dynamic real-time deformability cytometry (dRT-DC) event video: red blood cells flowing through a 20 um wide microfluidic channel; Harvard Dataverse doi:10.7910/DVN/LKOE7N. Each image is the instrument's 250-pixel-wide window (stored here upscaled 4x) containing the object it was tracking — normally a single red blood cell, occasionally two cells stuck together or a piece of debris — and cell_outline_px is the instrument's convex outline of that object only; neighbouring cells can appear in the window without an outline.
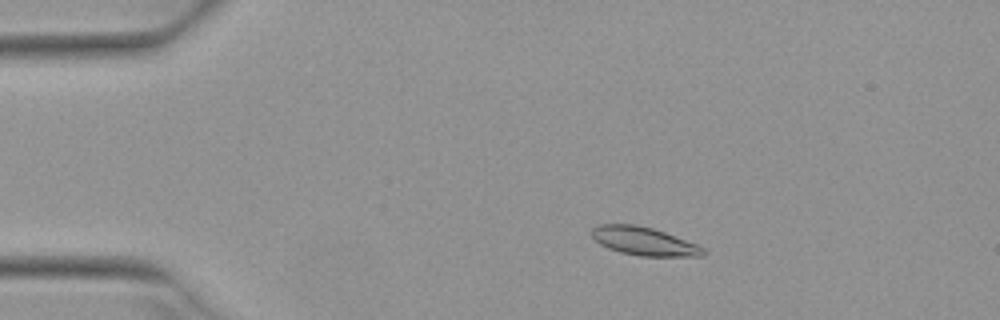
{"species": "Egyptian fruit bat (a non-hibernating species)", "species_latin": "Rousettus aegyptiacus", "temperature_condition": "warm", "stored_images_in_passage": 30, "camera_frame_rate_fps": 3000, "um_per_image_px": 0.085, "animal": {"sex": "female"}, "frame": {"image": 1, "passage_image": 9, "time_ms": 2.667, "image_size_px": [1000, 320], "cell_outline_px": [[708, 252], [704, 256], [640, 256], [620, 252], [608, 248], [600, 244], [592, 236], [592, 228], [600, 224], [636, 224], [652, 228], [664, 232], [696, 244], [704, 248]], "centroid_in_image_um": [54.75, 20.51], "position_along_channel_um": 30.3, "area_um2": 18.32}}
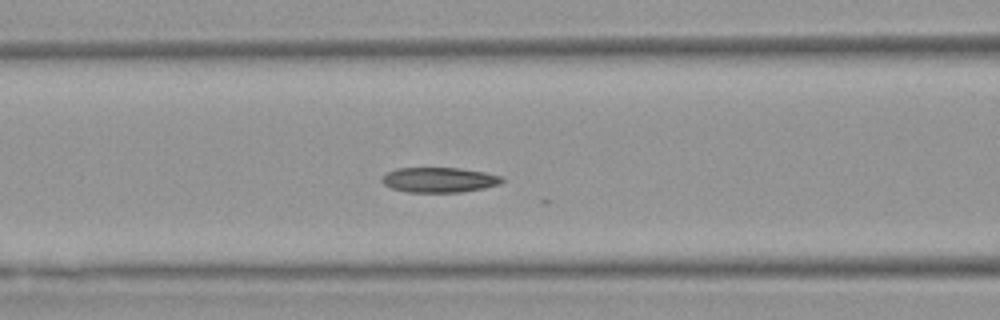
{"frame": {"image": 2, "passage_image": 21, "time_ms": 6.667, "image_size_px": [1000, 320], "cell_outline_px": [[504, 180], [500, 184], [484, 188], [460, 192], [408, 192], [392, 188], [384, 184], [380, 180], [388, 172], [396, 168], [460, 168], [484, 172], [504, 176]], "centroid_in_image_um": [37.36, 15.28], "position_along_channel_um": 129.2, "area_um2": 17.51}}
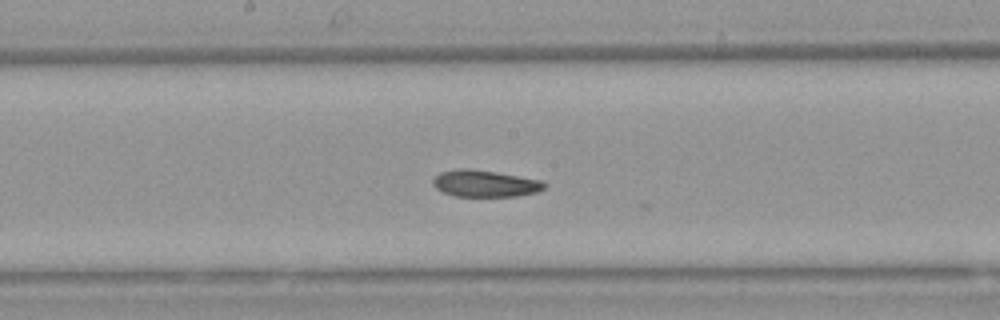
{"frame": {"image": 3, "passage_image": 27, "time_ms": 8.667, "image_size_px": [1000, 320], "cell_outline_px": [[548, 184], [544, 188], [536, 192], [516, 196], [452, 196], [436, 188], [432, 184], [432, 180], [440, 172], [456, 168], [468, 168], [496, 172], [540, 180]], "centroid_in_image_um": [41.19, 15.59], "position_along_channel_um": 207.0, "area_um2": 17.34}}